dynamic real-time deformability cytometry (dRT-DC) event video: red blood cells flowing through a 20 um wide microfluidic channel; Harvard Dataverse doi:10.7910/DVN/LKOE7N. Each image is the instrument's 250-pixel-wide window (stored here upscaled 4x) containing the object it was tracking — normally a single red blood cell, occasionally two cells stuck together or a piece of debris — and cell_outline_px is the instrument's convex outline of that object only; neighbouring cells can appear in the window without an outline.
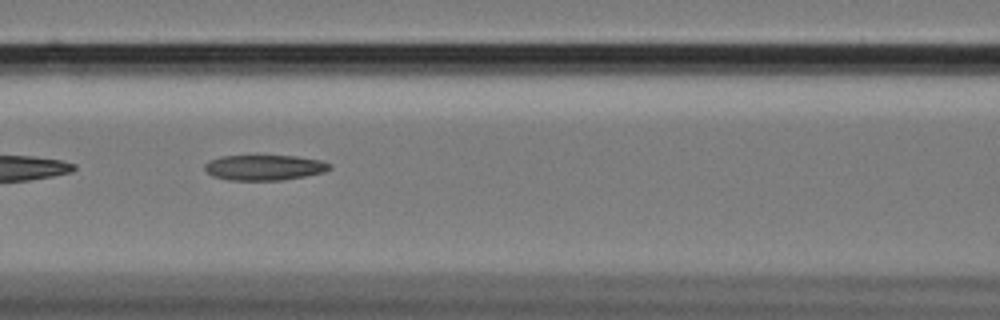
{"species": "Egyptian fruit bat (a non-hibernating species)", "species_latin": "Rousettus aegyptiacus", "temperature_condition": "cold", "stored_images_in_passage": 9, "camera_frame_rate_fps": 3000, "um_per_image_px": 0.085, "animal": {"sex": "female"}, "frame": {"image": 1, "passage_image": 7, "time_ms": 2.0, "image_size_px": [1000, 320], "cell_outline_px": [[332, 168], [324, 172], [304, 176], [280, 180], [228, 180], [212, 176], [204, 168], [204, 164], [208, 160], [220, 156], [256, 152], [296, 156], [320, 160], [332, 164]], "centroid_in_image_um": [22.42, 14.17], "position_along_channel_um": 144.2, "area_um2": 19.59}}